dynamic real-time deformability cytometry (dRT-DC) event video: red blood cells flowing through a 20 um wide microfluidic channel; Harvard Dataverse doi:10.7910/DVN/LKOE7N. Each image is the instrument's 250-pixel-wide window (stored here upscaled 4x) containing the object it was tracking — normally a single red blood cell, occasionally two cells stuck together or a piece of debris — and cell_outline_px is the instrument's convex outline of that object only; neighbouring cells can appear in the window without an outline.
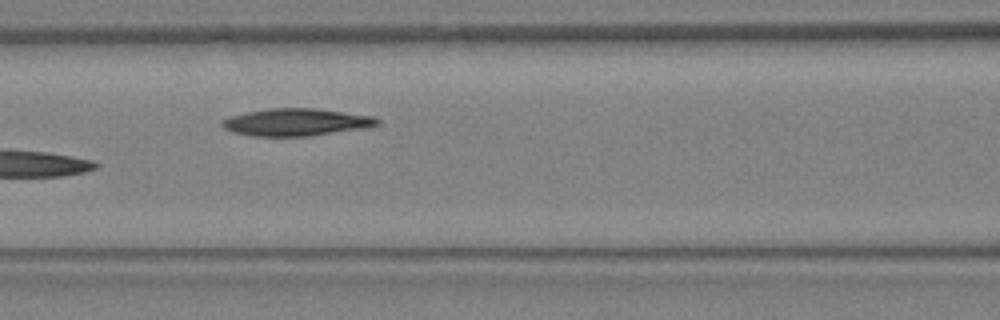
{"species": "Egyptian fruit bat (a non-hibernating species)", "species_latin": "Rousettus aegyptiacus", "temperature_condition": "warm", "stored_images_in_passage": 18, "camera_frame_rate_fps": 3000, "um_per_image_px": 0.085, "animal": {"sex": "female"}, "frame": {"image": 1, "passage_image": 13, "time_ms": 4.0, "image_size_px": [1000, 320], "cell_outline_px": [[380, 124], [364, 128], [308, 136], [252, 136], [236, 132], [224, 128], [220, 124], [220, 120], [232, 116], [248, 112], [272, 108], [316, 108], [372, 116], [380, 120]], "centroid_in_image_um": [25.18, 10.38], "position_along_channel_um": 141.4, "area_um2": 24.45}}
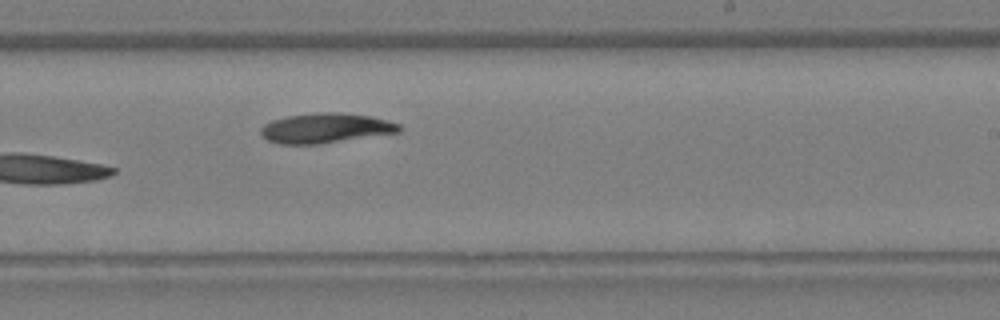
{"frame": {"image": 2, "passage_image": 18, "time_ms": 5.667, "image_size_px": [1000, 320], "cell_outline_px": [[404, 128], [400, 132], [320, 144], [280, 144], [268, 140], [260, 132], [260, 128], [264, 124], [272, 120], [288, 116], [320, 112], [336, 112], [372, 116], [388, 120], [400, 124]], "centroid_in_image_um": [27.72, 10.89], "position_along_channel_um": 261.3, "area_um2": 24.16}}